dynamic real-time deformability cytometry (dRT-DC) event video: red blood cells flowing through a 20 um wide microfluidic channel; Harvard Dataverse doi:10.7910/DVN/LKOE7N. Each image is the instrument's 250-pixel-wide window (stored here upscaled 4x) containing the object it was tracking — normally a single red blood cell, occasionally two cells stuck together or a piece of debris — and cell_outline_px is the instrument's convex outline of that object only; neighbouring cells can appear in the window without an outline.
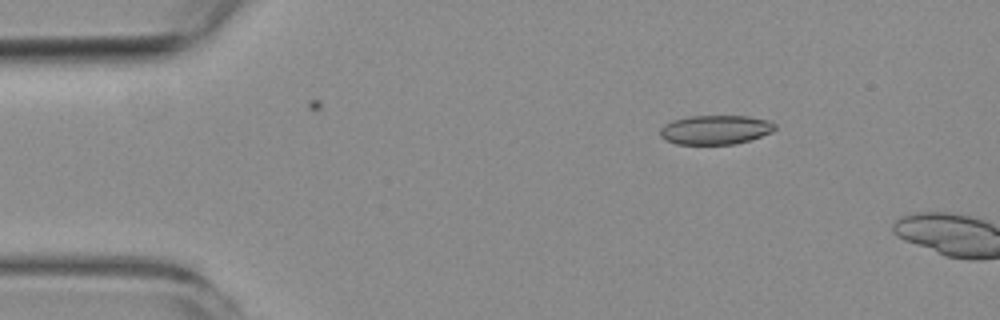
{"species": "common noctule bat (a hibernating species)", "species_latin": "Nyctalus noctula", "temperature_condition": "room temperature", "stored_images_in_passage": 3, "camera_frame_rate_fps": 3000, "um_per_image_px": 0.085, "animal": {"sex": "female", "body_mass_g": 19.3, "forearm_length_mm": 54.1}, "frame": {"image": 1, "passage_image": 2, "time_ms": 2.0, "image_size_px": [1000, 320], "cell_outline_px": [[776, 128], [772, 132], [736, 144], [676, 144], [660, 136], [660, 128], [664, 124], [672, 120], [688, 116], [748, 116], [772, 120], [776, 124]], "centroid_in_image_um": [60.83, 11.02], "position_along_channel_um": 24.2, "area_um2": 19.65}}